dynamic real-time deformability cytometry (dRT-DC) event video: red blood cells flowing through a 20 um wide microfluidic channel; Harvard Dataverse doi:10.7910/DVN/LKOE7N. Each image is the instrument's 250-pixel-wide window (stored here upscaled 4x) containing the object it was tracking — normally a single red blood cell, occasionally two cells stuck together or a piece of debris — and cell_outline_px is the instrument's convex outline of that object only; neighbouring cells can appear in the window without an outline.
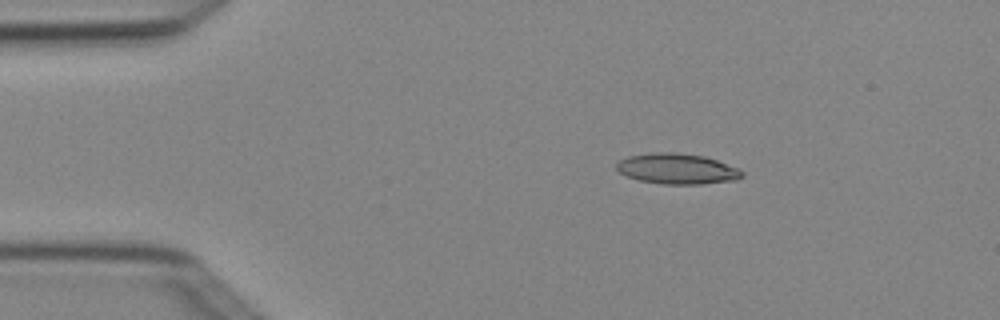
{"species": "Egyptian fruit bat (a non-hibernating species)", "species_latin": "Rousettus aegyptiacus", "temperature_condition": "cold", "stored_images_in_passage": 3, "camera_frame_rate_fps": 3000, "um_per_image_px": 0.085, "animal": {"sex": "female"}, "frame": {"image": 1, "passage_image": 2, "time_ms": 0.333, "image_size_px": [1000, 320], "cell_outline_px": [[744, 176], [736, 180], [704, 184], [664, 184], [640, 180], [628, 176], [620, 172], [616, 168], [616, 164], [620, 160], [628, 156], [652, 152], [676, 152], [704, 156], [716, 160], [736, 168], [744, 172]], "centroid_in_image_um": [57.56, 14.34], "position_along_channel_um": 27.4, "area_um2": 22.25}}